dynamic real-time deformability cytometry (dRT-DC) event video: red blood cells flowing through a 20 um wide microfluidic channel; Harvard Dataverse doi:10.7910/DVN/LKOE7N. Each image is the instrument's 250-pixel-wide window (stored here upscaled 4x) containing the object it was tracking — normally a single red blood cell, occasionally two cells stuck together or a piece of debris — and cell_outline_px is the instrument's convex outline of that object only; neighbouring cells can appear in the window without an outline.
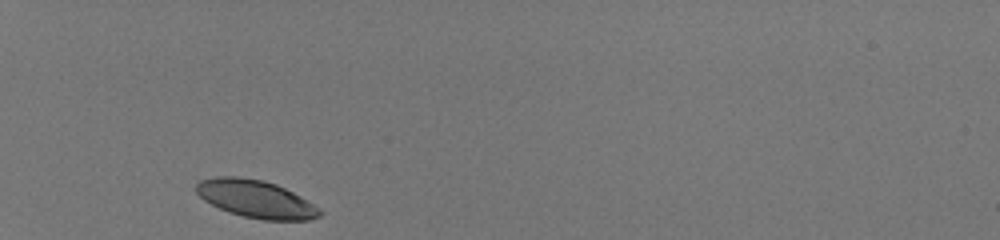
{"species": "human", "species_latin": "Homo sapiens", "temperature_condition": "room temperature", "stored_images_in_passage": 30, "camera_frame_rate_fps": 3000, "um_per_image_px": 0.085, "donor": {"sex": "male"}, "frame": {"image": 1, "passage_image": 1, "time_ms": 0.0, "image_size_px": [1000, 240], "cell_outline_px": [[324, 212], [320, 216], [308, 220], [264, 220], [244, 216], [228, 212], [204, 200], [196, 192], [196, 184], [200, 180], [216, 176], [236, 176], [260, 180], [276, 184], [300, 196], [320, 208]], "centroid_in_image_um": [21.75, 16.91], "position_along_channel_um": 63.2, "area_um2": 26.93}}
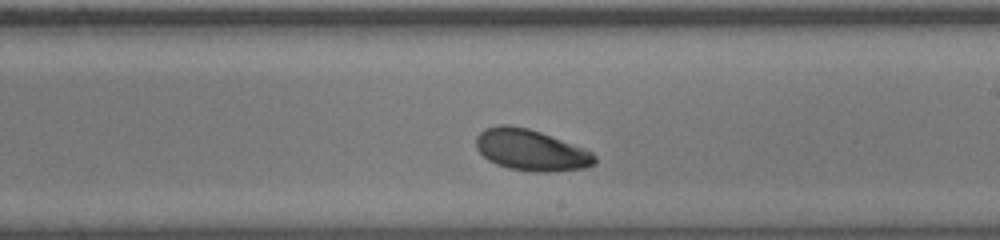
{"frame": {"image": 2, "passage_image": 17, "time_ms": 5.333, "image_size_px": [1000, 240], "cell_outline_px": [[596, 164], [584, 168], [552, 172], [532, 172], [508, 168], [496, 164], [488, 160], [476, 148], [476, 136], [484, 128], [500, 124], [508, 124], [528, 128], [540, 132], [584, 148], [592, 152], [596, 156]], "centroid_in_image_um": [45.12, 12.76], "position_along_channel_um": 243.9, "area_um2": 28.67}}
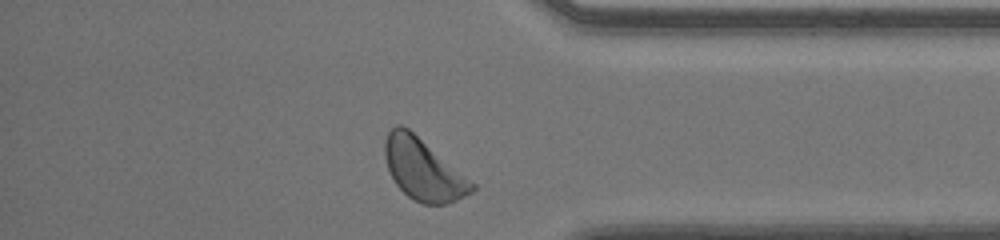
{"frame": {"image": 3, "passage_image": 29, "time_ms": 9.333, "image_size_px": [1000, 240], "cell_outline_px": [[476, 188], [472, 192], [456, 200], [444, 204], [424, 204], [408, 196], [396, 184], [388, 168], [384, 156], [384, 140], [388, 132], [396, 124], [400, 124], [408, 128], [476, 184]], "centroid_in_image_um": [35.96, 14.39], "position_along_channel_um": 399.2, "area_um2": 30.75}, "authors_computed_cell_mechanics": {"area_um2": 28.6399, "velocity_mm_per_s": 3.9782, "shape_relaxation_time_tau1_ms": 2.61, "shape_relaxation_time_tau2_ms": null, "deformation_change_tau1": 0.0986, "deformation_change_tau2": null}}